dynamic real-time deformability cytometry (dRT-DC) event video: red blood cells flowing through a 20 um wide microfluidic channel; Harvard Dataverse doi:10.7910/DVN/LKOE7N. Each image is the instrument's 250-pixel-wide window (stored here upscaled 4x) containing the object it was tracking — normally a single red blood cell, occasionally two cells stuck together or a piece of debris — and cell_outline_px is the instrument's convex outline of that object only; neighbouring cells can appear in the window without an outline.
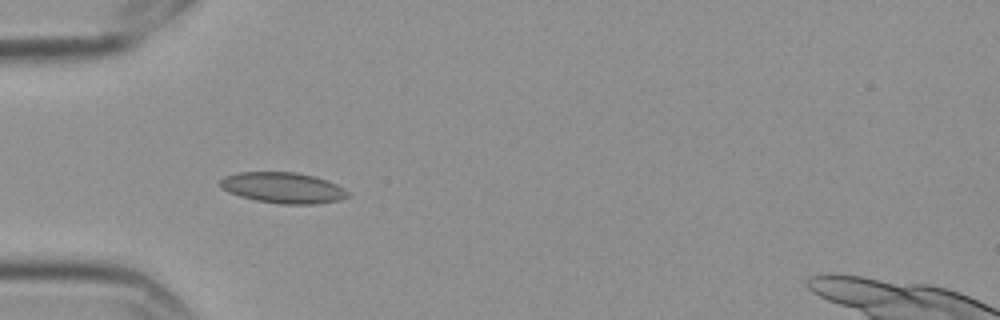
{"species": "Egyptian fruit bat (a non-hibernating species)", "species_latin": "Rousettus aegyptiacus", "temperature_condition": "cold", "stored_images_in_passage": 7, "camera_frame_rate_fps": 3000, "um_per_image_px": 0.085, "frame": {"image": 1, "passage_image": 5, "time_ms": 1.333, "image_size_px": [1000, 320], "cell_outline_px": [[348, 196], [340, 200], [316, 204], [280, 204], [256, 200], [240, 196], [228, 192], [220, 188], [220, 180], [224, 176], [236, 172], [296, 172], [316, 176], [336, 184], [344, 188], [348, 192]], "centroid_in_image_um": [24.04, 15.95], "position_along_channel_um": 61.0, "area_um2": 23.06}}
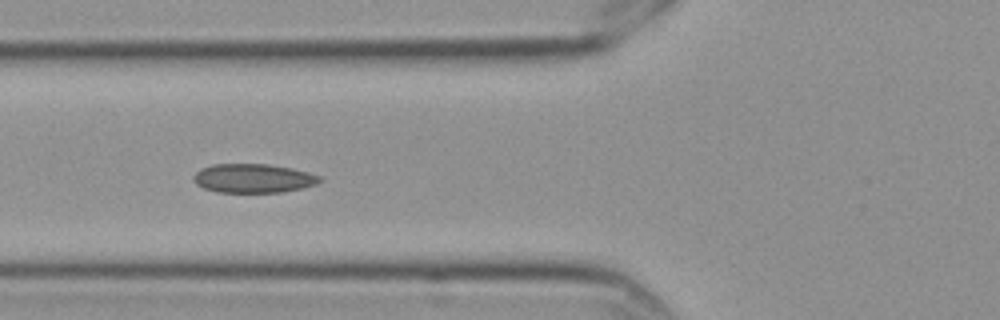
{"frame": {"image": 2, "passage_image": 6, "time_ms": 1.667, "image_size_px": [1000, 320], "cell_outline_px": [[320, 180], [316, 184], [304, 188], [280, 192], [216, 192], [204, 188], [196, 184], [192, 180], [192, 176], [200, 168], [212, 164], [268, 164], [292, 168], [308, 172], [320, 176]], "centroid_in_image_um": [21.49, 15.15], "position_along_channel_um": 104.3, "area_um2": 21.39}}
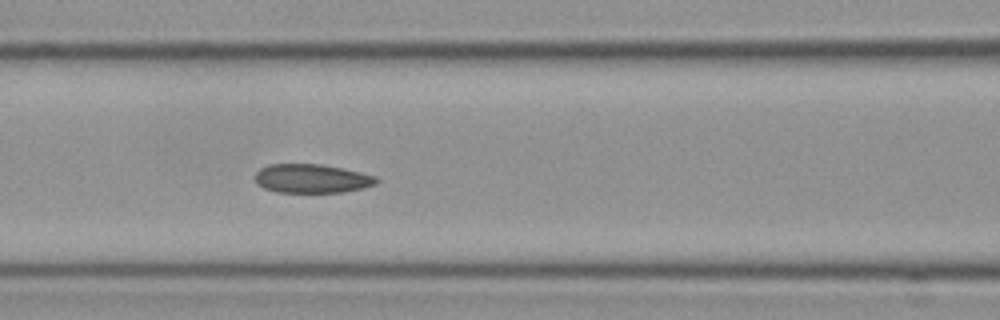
{"frame": {"image": 3, "passage_image": 7, "time_ms": 2.0, "image_size_px": [1000, 320], "cell_outline_px": [[380, 180], [376, 184], [364, 188], [344, 192], [276, 192], [264, 188], [256, 184], [256, 172], [260, 168], [268, 164], [320, 164], [344, 168], [376, 176]], "centroid_in_image_um": [26.52, 15.17], "position_along_channel_um": 140.1, "area_um2": 20.58}}